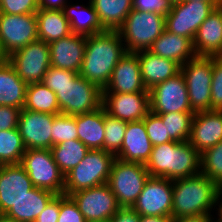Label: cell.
Masks as SVG:
<instances>
[{"label":"cell","mask_w":222,"mask_h":222,"mask_svg":"<svg viewBox=\"0 0 222 222\" xmlns=\"http://www.w3.org/2000/svg\"><path fill=\"white\" fill-rule=\"evenodd\" d=\"M210 222H219L218 220H214V218H212L211 220H210Z\"/></svg>","instance_id":"56"},{"label":"cell","mask_w":222,"mask_h":222,"mask_svg":"<svg viewBox=\"0 0 222 222\" xmlns=\"http://www.w3.org/2000/svg\"><path fill=\"white\" fill-rule=\"evenodd\" d=\"M85 47L86 36L75 33L50 43V65L79 73Z\"/></svg>","instance_id":"21"},{"label":"cell","mask_w":222,"mask_h":222,"mask_svg":"<svg viewBox=\"0 0 222 222\" xmlns=\"http://www.w3.org/2000/svg\"><path fill=\"white\" fill-rule=\"evenodd\" d=\"M103 90L78 74L55 93L61 114L80 115L102 106Z\"/></svg>","instance_id":"7"},{"label":"cell","mask_w":222,"mask_h":222,"mask_svg":"<svg viewBox=\"0 0 222 222\" xmlns=\"http://www.w3.org/2000/svg\"><path fill=\"white\" fill-rule=\"evenodd\" d=\"M222 189L204 174L173 180L171 218L212 216Z\"/></svg>","instance_id":"3"},{"label":"cell","mask_w":222,"mask_h":222,"mask_svg":"<svg viewBox=\"0 0 222 222\" xmlns=\"http://www.w3.org/2000/svg\"><path fill=\"white\" fill-rule=\"evenodd\" d=\"M170 0H133L132 8L143 12H154L166 16L172 9Z\"/></svg>","instance_id":"44"},{"label":"cell","mask_w":222,"mask_h":222,"mask_svg":"<svg viewBox=\"0 0 222 222\" xmlns=\"http://www.w3.org/2000/svg\"><path fill=\"white\" fill-rule=\"evenodd\" d=\"M150 111L155 114L194 112L190 107L185 78L181 71L149 89Z\"/></svg>","instance_id":"14"},{"label":"cell","mask_w":222,"mask_h":222,"mask_svg":"<svg viewBox=\"0 0 222 222\" xmlns=\"http://www.w3.org/2000/svg\"><path fill=\"white\" fill-rule=\"evenodd\" d=\"M6 58L4 57V55L2 54L1 50H0V63L3 62Z\"/></svg>","instance_id":"54"},{"label":"cell","mask_w":222,"mask_h":222,"mask_svg":"<svg viewBox=\"0 0 222 222\" xmlns=\"http://www.w3.org/2000/svg\"><path fill=\"white\" fill-rule=\"evenodd\" d=\"M54 161L66 176L76 167L90 150L79 139L69 140L50 148Z\"/></svg>","instance_id":"33"},{"label":"cell","mask_w":222,"mask_h":222,"mask_svg":"<svg viewBox=\"0 0 222 222\" xmlns=\"http://www.w3.org/2000/svg\"><path fill=\"white\" fill-rule=\"evenodd\" d=\"M67 0H37L39 9L63 10Z\"/></svg>","instance_id":"48"},{"label":"cell","mask_w":222,"mask_h":222,"mask_svg":"<svg viewBox=\"0 0 222 222\" xmlns=\"http://www.w3.org/2000/svg\"><path fill=\"white\" fill-rule=\"evenodd\" d=\"M105 30H118L131 12L133 0H89Z\"/></svg>","instance_id":"31"},{"label":"cell","mask_w":222,"mask_h":222,"mask_svg":"<svg viewBox=\"0 0 222 222\" xmlns=\"http://www.w3.org/2000/svg\"><path fill=\"white\" fill-rule=\"evenodd\" d=\"M201 173L222 189V141L201 154Z\"/></svg>","instance_id":"36"},{"label":"cell","mask_w":222,"mask_h":222,"mask_svg":"<svg viewBox=\"0 0 222 222\" xmlns=\"http://www.w3.org/2000/svg\"><path fill=\"white\" fill-rule=\"evenodd\" d=\"M38 39L35 13H0V50L5 58Z\"/></svg>","instance_id":"10"},{"label":"cell","mask_w":222,"mask_h":222,"mask_svg":"<svg viewBox=\"0 0 222 222\" xmlns=\"http://www.w3.org/2000/svg\"><path fill=\"white\" fill-rule=\"evenodd\" d=\"M171 217L164 216H140L139 222H171Z\"/></svg>","instance_id":"50"},{"label":"cell","mask_w":222,"mask_h":222,"mask_svg":"<svg viewBox=\"0 0 222 222\" xmlns=\"http://www.w3.org/2000/svg\"><path fill=\"white\" fill-rule=\"evenodd\" d=\"M57 222H86L76 203L65 194H60V212Z\"/></svg>","instance_id":"43"},{"label":"cell","mask_w":222,"mask_h":222,"mask_svg":"<svg viewBox=\"0 0 222 222\" xmlns=\"http://www.w3.org/2000/svg\"><path fill=\"white\" fill-rule=\"evenodd\" d=\"M102 106L107 114L126 122L143 120L150 112L149 91L135 93H102Z\"/></svg>","instance_id":"16"},{"label":"cell","mask_w":222,"mask_h":222,"mask_svg":"<svg viewBox=\"0 0 222 222\" xmlns=\"http://www.w3.org/2000/svg\"><path fill=\"white\" fill-rule=\"evenodd\" d=\"M126 53L117 30L88 35L79 74L103 90L110 81L116 64Z\"/></svg>","instance_id":"1"},{"label":"cell","mask_w":222,"mask_h":222,"mask_svg":"<svg viewBox=\"0 0 222 222\" xmlns=\"http://www.w3.org/2000/svg\"><path fill=\"white\" fill-rule=\"evenodd\" d=\"M60 212V195H56L34 222H57Z\"/></svg>","instance_id":"46"},{"label":"cell","mask_w":222,"mask_h":222,"mask_svg":"<svg viewBox=\"0 0 222 222\" xmlns=\"http://www.w3.org/2000/svg\"><path fill=\"white\" fill-rule=\"evenodd\" d=\"M35 14L39 40L50 44L72 34L70 23L63 10L39 9Z\"/></svg>","instance_id":"29"},{"label":"cell","mask_w":222,"mask_h":222,"mask_svg":"<svg viewBox=\"0 0 222 222\" xmlns=\"http://www.w3.org/2000/svg\"><path fill=\"white\" fill-rule=\"evenodd\" d=\"M152 148L144 120L127 122L124 140L115 158L145 165L150 158Z\"/></svg>","instance_id":"22"},{"label":"cell","mask_w":222,"mask_h":222,"mask_svg":"<svg viewBox=\"0 0 222 222\" xmlns=\"http://www.w3.org/2000/svg\"><path fill=\"white\" fill-rule=\"evenodd\" d=\"M213 218V216H189V217H180V218H174L171 220V222H210V220Z\"/></svg>","instance_id":"49"},{"label":"cell","mask_w":222,"mask_h":222,"mask_svg":"<svg viewBox=\"0 0 222 222\" xmlns=\"http://www.w3.org/2000/svg\"><path fill=\"white\" fill-rule=\"evenodd\" d=\"M74 139H78L76 115H55L52 125V146Z\"/></svg>","instance_id":"38"},{"label":"cell","mask_w":222,"mask_h":222,"mask_svg":"<svg viewBox=\"0 0 222 222\" xmlns=\"http://www.w3.org/2000/svg\"><path fill=\"white\" fill-rule=\"evenodd\" d=\"M115 155L103 149L89 150L84 159L65 176L64 194L107 183Z\"/></svg>","instance_id":"5"},{"label":"cell","mask_w":222,"mask_h":222,"mask_svg":"<svg viewBox=\"0 0 222 222\" xmlns=\"http://www.w3.org/2000/svg\"><path fill=\"white\" fill-rule=\"evenodd\" d=\"M27 85L7 59L0 63V106H10L22 110Z\"/></svg>","instance_id":"27"},{"label":"cell","mask_w":222,"mask_h":222,"mask_svg":"<svg viewBox=\"0 0 222 222\" xmlns=\"http://www.w3.org/2000/svg\"><path fill=\"white\" fill-rule=\"evenodd\" d=\"M143 120L153 146L172 141L159 115L150 111Z\"/></svg>","instance_id":"39"},{"label":"cell","mask_w":222,"mask_h":222,"mask_svg":"<svg viewBox=\"0 0 222 222\" xmlns=\"http://www.w3.org/2000/svg\"><path fill=\"white\" fill-rule=\"evenodd\" d=\"M54 114L22 109L18 130L27 149H50L52 147V125Z\"/></svg>","instance_id":"17"},{"label":"cell","mask_w":222,"mask_h":222,"mask_svg":"<svg viewBox=\"0 0 222 222\" xmlns=\"http://www.w3.org/2000/svg\"><path fill=\"white\" fill-rule=\"evenodd\" d=\"M211 110L222 111V56L213 57Z\"/></svg>","instance_id":"40"},{"label":"cell","mask_w":222,"mask_h":222,"mask_svg":"<svg viewBox=\"0 0 222 222\" xmlns=\"http://www.w3.org/2000/svg\"><path fill=\"white\" fill-rule=\"evenodd\" d=\"M127 122L113 117L105 111L104 150L114 155L121 149Z\"/></svg>","instance_id":"37"},{"label":"cell","mask_w":222,"mask_h":222,"mask_svg":"<svg viewBox=\"0 0 222 222\" xmlns=\"http://www.w3.org/2000/svg\"><path fill=\"white\" fill-rule=\"evenodd\" d=\"M212 64L213 57L196 56L180 67L194 112L211 110Z\"/></svg>","instance_id":"9"},{"label":"cell","mask_w":222,"mask_h":222,"mask_svg":"<svg viewBox=\"0 0 222 222\" xmlns=\"http://www.w3.org/2000/svg\"><path fill=\"white\" fill-rule=\"evenodd\" d=\"M25 151L18 128L0 131V165L20 164Z\"/></svg>","instance_id":"34"},{"label":"cell","mask_w":222,"mask_h":222,"mask_svg":"<svg viewBox=\"0 0 222 222\" xmlns=\"http://www.w3.org/2000/svg\"><path fill=\"white\" fill-rule=\"evenodd\" d=\"M149 177L145 165L115 158L107 184L116 196L118 204L124 208H131Z\"/></svg>","instance_id":"6"},{"label":"cell","mask_w":222,"mask_h":222,"mask_svg":"<svg viewBox=\"0 0 222 222\" xmlns=\"http://www.w3.org/2000/svg\"><path fill=\"white\" fill-rule=\"evenodd\" d=\"M193 47L197 56H222V3L215 7L198 28Z\"/></svg>","instance_id":"23"},{"label":"cell","mask_w":222,"mask_h":222,"mask_svg":"<svg viewBox=\"0 0 222 222\" xmlns=\"http://www.w3.org/2000/svg\"><path fill=\"white\" fill-rule=\"evenodd\" d=\"M88 6L67 3L64 6V14L70 23L72 33L85 36L105 31L99 22L96 11L89 1Z\"/></svg>","instance_id":"30"},{"label":"cell","mask_w":222,"mask_h":222,"mask_svg":"<svg viewBox=\"0 0 222 222\" xmlns=\"http://www.w3.org/2000/svg\"><path fill=\"white\" fill-rule=\"evenodd\" d=\"M165 27V16L132 9L117 31L126 52L136 53L149 50L165 31Z\"/></svg>","instance_id":"4"},{"label":"cell","mask_w":222,"mask_h":222,"mask_svg":"<svg viewBox=\"0 0 222 222\" xmlns=\"http://www.w3.org/2000/svg\"><path fill=\"white\" fill-rule=\"evenodd\" d=\"M0 222H18V221L5 214H0Z\"/></svg>","instance_id":"52"},{"label":"cell","mask_w":222,"mask_h":222,"mask_svg":"<svg viewBox=\"0 0 222 222\" xmlns=\"http://www.w3.org/2000/svg\"><path fill=\"white\" fill-rule=\"evenodd\" d=\"M183 1L219 2L218 0H183Z\"/></svg>","instance_id":"53"},{"label":"cell","mask_w":222,"mask_h":222,"mask_svg":"<svg viewBox=\"0 0 222 222\" xmlns=\"http://www.w3.org/2000/svg\"><path fill=\"white\" fill-rule=\"evenodd\" d=\"M39 10L37 0H0V13L31 14Z\"/></svg>","instance_id":"42"},{"label":"cell","mask_w":222,"mask_h":222,"mask_svg":"<svg viewBox=\"0 0 222 222\" xmlns=\"http://www.w3.org/2000/svg\"><path fill=\"white\" fill-rule=\"evenodd\" d=\"M136 54L140 63L142 81L148 90L180 72L181 66L178 63L155 55L149 50L139 51Z\"/></svg>","instance_id":"24"},{"label":"cell","mask_w":222,"mask_h":222,"mask_svg":"<svg viewBox=\"0 0 222 222\" xmlns=\"http://www.w3.org/2000/svg\"><path fill=\"white\" fill-rule=\"evenodd\" d=\"M149 51L160 57L173 60L180 66L197 56L191 39L176 35L166 29L153 42Z\"/></svg>","instance_id":"25"},{"label":"cell","mask_w":222,"mask_h":222,"mask_svg":"<svg viewBox=\"0 0 222 222\" xmlns=\"http://www.w3.org/2000/svg\"><path fill=\"white\" fill-rule=\"evenodd\" d=\"M23 109L54 115L61 113L56 94L42 82L27 85Z\"/></svg>","instance_id":"32"},{"label":"cell","mask_w":222,"mask_h":222,"mask_svg":"<svg viewBox=\"0 0 222 222\" xmlns=\"http://www.w3.org/2000/svg\"><path fill=\"white\" fill-rule=\"evenodd\" d=\"M172 203L173 181L149 177L131 208L140 216L171 217Z\"/></svg>","instance_id":"15"},{"label":"cell","mask_w":222,"mask_h":222,"mask_svg":"<svg viewBox=\"0 0 222 222\" xmlns=\"http://www.w3.org/2000/svg\"><path fill=\"white\" fill-rule=\"evenodd\" d=\"M173 4L182 2L183 0H170Z\"/></svg>","instance_id":"55"},{"label":"cell","mask_w":222,"mask_h":222,"mask_svg":"<svg viewBox=\"0 0 222 222\" xmlns=\"http://www.w3.org/2000/svg\"><path fill=\"white\" fill-rule=\"evenodd\" d=\"M149 91L143 84L140 63L136 53H126L112 71L103 92L135 93Z\"/></svg>","instance_id":"20"},{"label":"cell","mask_w":222,"mask_h":222,"mask_svg":"<svg viewBox=\"0 0 222 222\" xmlns=\"http://www.w3.org/2000/svg\"><path fill=\"white\" fill-rule=\"evenodd\" d=\"M21 109L10 106H0V131L18 127Z\"/></svg>","instance_id":"45"},{"label":"cell","mask_w":222,"mask_h":222,"mask_svg":"<svg viewBox=\"0 0 222 222\" xmlns=\"http://www.w3.org/2000/svg\"><path fill=\"white\" fill-rule=\"evenodd\" d=\"M195 112H172L157 114L161 117L170 139L175 142L188 141Z\"/></svg>","instance_id":"35"},{"label":"cell","mask_w":222,"mask_h":222,"mask_svg":"<svg viewBox=\"0 0 222 222\" xmlns=\"http://www.w3.org/2000/svg\"><path fill=\"white\" fill-rule=\"evenodd\" d=\"M33 188L21 164L0 165V214H5Z\"/></svg>","instance_id":"18"},{"label":"cell","mask_w":222,"mask_h":222,"mask_svg":"<svg viewBox=\"0 0 222 222\" xmlns=\"http://www.w3.org/2000/svg\"><path fill=\"white\" fill-rule=\"evenodd\" d=\"M222 141V111L195 112L188 142L202 154Z\"/></svg>","instance_id":"19"},{"label":"cell","mask_w":222,"mask_h":222,"mask_svg":"<svg viewBox=\"0 0 222 222\" xmlns=\"http://www.w3.org/2000/svg\"><path fill=\"white\" fill-rule=\"evenodd\" d=\"M220 2L182 1L175 3L165 16V29L193 41L200 25Z\"/></svg>","instance_id":"11"},{"label":"cell","mask_w":222,"mask_h":222,"mask_svg":"<svg viewBox=\"0 0 222 222\" xmlns=\"http://www.w3.org/2000/svg\"><path fill=\"white\" fill-rule=\"evenodd\" d=\"M79 73L50 66L43 76L42 83L54 93L65 84L72 82Z\"/></svg>","instance_id":"41"},{"label":"cell","mask_w":222,"mask_h":222,"mask_svg":"<svg viewBox=\"0 0 222 222\" xmlns=\"http://www.w3.org/2000/svg\"><path fill=\"white\" fill-rule=\"evenodd\" d=\"M78 139L90 150H104L105 110L100 108L76 115Z\"/></svg>","instance_id":"26"},{"label":"cell","mask_w":222,"mask_h":222,"mask_svg":"<svg viewBox=\"0 0 222 222\" xmlns=\"http://www.w3.org/2000/svg\"><path fill=\"white\" fill-rule=\"evenodd\" d=\"M20 164L34 187L56 195L64 194L65 175L54 161L50 149H27Z\"/></svg>","instance_id":"8"},{"label":"cell","mask_w":222,"mask_h":222,"mask_svg":"<svg viewBox=\"0 0 222 222\" xmlns=\"http://www.w3.org/2000/svg\"><path fill=\"white\" fill-rule=\"evenodd\" d=\"M221 197H222V190L220 191L219 196H218V200H217V206L219 207L217 209L218 210V215H219L217 220L219 222H222V202H220L222 200Z\"/></svg>","instance_id":"51"},{"label":"cell","mask_w":222,"mask_h":222,"mask_svg":"<svg viewBox=\"0 0 222 222\" xmlns=\"http://www.w3.org/2000/svg\"><path fill=\"white\" fill-rule=\"evenodd\" d=\"M6 59L27 84L41 82L51 66L49 44L39 39L12 53Z\"/></svg>","instance_id":"12"},{"label":"cell","mask_w":222,"mask_h":222,"mask_svg":"<svg viewBox=\"0 0 222 222\" xmlns=\"http://www.w3.org/2000/svg\"><path fill=\"white\" fill-rule=\"evenodd\" d=\"M86 222L110 220L121 208L108 184H102L69 195Z\"/></svg>","instance_id":"13"},{"label":"cell","mask_w":222,"mask_h":222,"mask_svg":"<svg viewBox=\"0 0 222 222\" xmlns=\"http://www.w3.org/2000/svg\"><path fill=\"white\" fill-rule=\"evenodd\" d=\"M138 215L132 208L121 207L118 212L110 219V222H139Z\"/></svg>","instance_id":"47"},{"label":"cell","mask_w":222,"mask_h":222,"mask_svg":"<svg viewBox=\"0 0 222 222\" xmlns=\"http://www.w3.org/2000/svg\"><path fill=\"white\" fill-rule=\"evenodd\" d=\"M55 196L56 194L51 191L34 187L18 200L5 215L18 222H34Z\"/></svg>","instance_id":"28"},{"label":"cell","mask_w":222,"mask_h":222,"mask_svg":"<svg viewBox=\"0 0 222 222\" xmlns=\"http://www.w3.org/2000/svg\"><path fill=\"white\" fill-rule=\"evenodd\" d=\"M145 167L150 177L170 180L192 177L201 173V154L188 141L153 146Z\"/></svg>","instance_id":"2"}]
</instances>
